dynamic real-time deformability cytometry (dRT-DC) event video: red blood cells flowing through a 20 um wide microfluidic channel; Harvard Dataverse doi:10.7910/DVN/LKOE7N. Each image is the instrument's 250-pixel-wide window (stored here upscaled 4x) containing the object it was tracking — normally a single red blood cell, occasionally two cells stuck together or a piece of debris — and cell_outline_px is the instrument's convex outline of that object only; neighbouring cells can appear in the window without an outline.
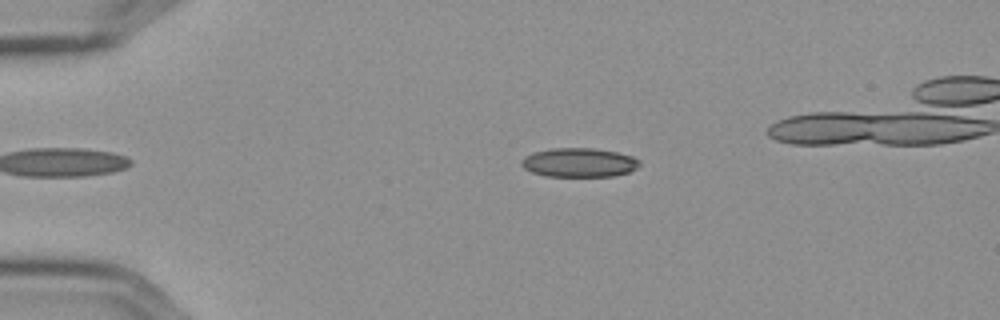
{"species": "Egyptian fruit bat (a non-hibernating species)", "species_latin": "Rousettus aegyptiacus", "temperature_condition": "cold", "stored_images_in_passage": 42, "camera_frame_rate_fps": 3000, "um_per_image_px": 0.085, "frame": {"image": 1, "passage_image": 4, "time_ms": 1.0, "image_size_px": [1000, 320], "cell_outline_px": [[640, 164], [636, 168], [628, 172], [616, 176], [544, 176], [532, 172], [524, 168], [520, 164], [524, 156], [532, 152], [552, 148], [592, 148], [616, 152], [632, 156], [640, 160]], "centroid_in_image_um": [49.2, 13.81], "position_along_channel_um": 35.8, "area_um2": 20.06}}
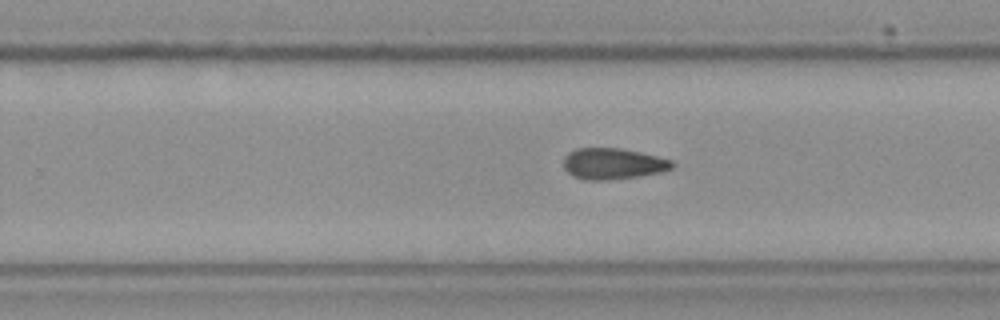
{"frame": {"image": 2, "passage_image": 28, "time_ms": 9.0, "image_size_px": [1000, 320], "cell_outline_px": [[676, 164], [672, 168], [660, 172], [636, 176], [604, 180], [584, 180], [572, 176], [564, 168], [564, 156], [568, 152], [576, 148], [620, 148], [640, 152], [672, 160]], "centroid_in_image_um": [52.07, 13.91], "position_along_channel_um": 277.7, "area_um2": 19.65}}
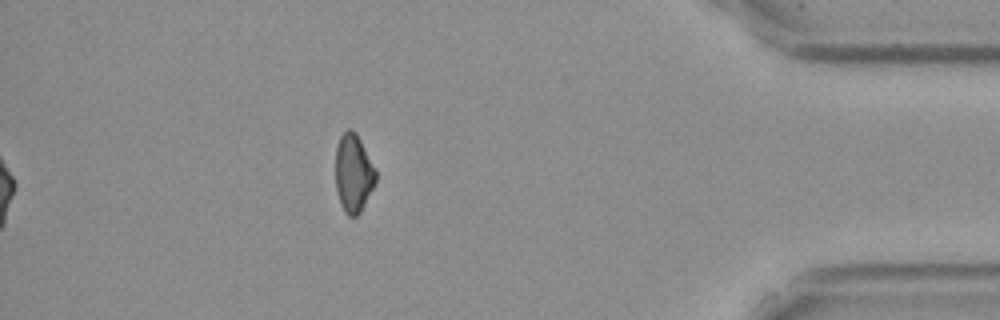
{"frame": {"image": 3, "passage_image": 42, "time_ms": 13.667, "image_size_px": [1000, 320], "cell_outline_px": [[376, 180], [360, 212], [356, 216], [348, 216], [344, 212], [340, 204], [336, 188], [336, 148], [340, 136], [348, 128], [352, 128], [356, 132], [376, 168]], "centroid_in_image_um": [30.04, 14.7], "position_along_channel_um": 405.2, "area_um2": 18.32}}